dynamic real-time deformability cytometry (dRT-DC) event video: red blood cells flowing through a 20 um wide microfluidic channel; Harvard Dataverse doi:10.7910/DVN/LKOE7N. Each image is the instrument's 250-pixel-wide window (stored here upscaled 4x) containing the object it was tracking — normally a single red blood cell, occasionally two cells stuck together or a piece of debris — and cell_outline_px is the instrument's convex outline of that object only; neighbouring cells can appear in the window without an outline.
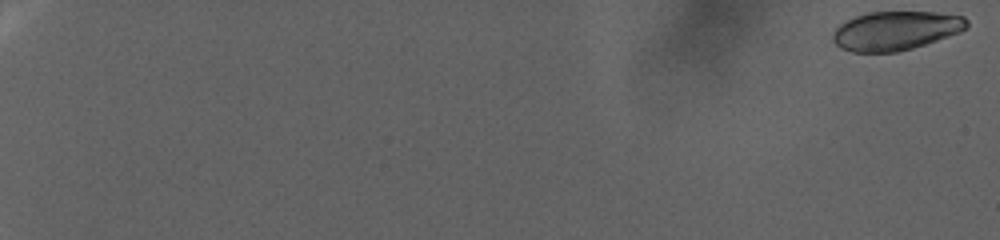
{"species": "human", "species_latin": "Homo sapiens", "temperature_condition": "warm", "stored_images_in_passage": 99, "camera_frame_rate_fps": 3000, "um_per_image_px": 0.085, "donor": {"sex": "female"}, "frame": {"image": 1, "passage_image": 1, "time_ms": 0.0, "image_size_px": [1000, 240], "cell_outline_px": [[968, 24], [960, 32], [912, 48], [896, 52], [852, 52], [840, 48], [832, 40], [832, 32], [840, 24], [856, 16], [868, 12], [936, 12], [964, 16], [968, 20]], "centroid_in_image_um": [76.1, 2.6], "position_along_channel_um": 8.9, "area_um2": 30.29}}
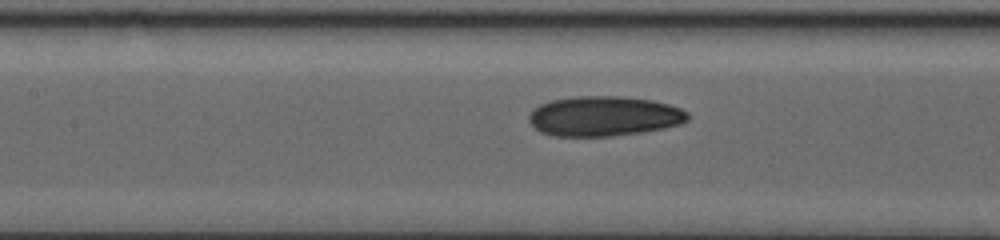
{"frame": {"image": 2, "passage_image": 55, "time_ms": 18.0, "image_size_px": [1000, 240], "cell_outline_px": [[688, 120], [680, 124], [664, 128], [640, 132], [612, 136], [552, 136], [540, 132], [528, 120], [528, 116], [532, 108], [540, 104], [552, 100], [576, 96], [620, 96], [652, 100], [668, 104], [680, 108], [688, 112]], "centroid_in_image_um": [51.31, 9.87], "position_along_channel_um": 156.1, "area_um2": 37.05}}
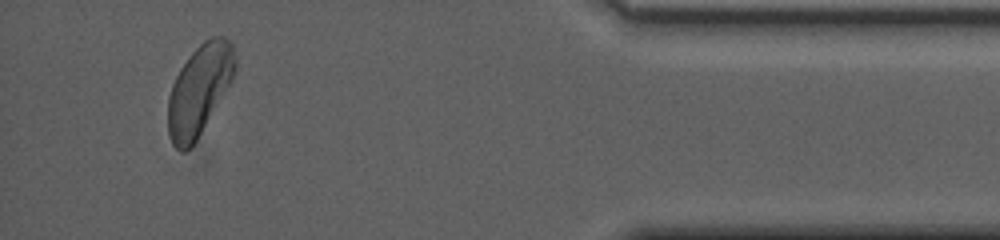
{"frame": {"image": 3, "passage_image": 94, "time_ms": 31.0, "image_size_px": [1000, 240], "cell_outline_px": [[236, 68], [232, 80], [196, 140], [184, 152], [180, 152], [172, 144], [168, 132], [168, 96], [172, 84], [180, 68], [188, 56], [204, 40], [212, 36], [224, 36], [232, 40], [236, 60]], "centroid_in_image_um": [16.95, 7.6], "position_along_channel_um": 418.3, "area_um2": 35.26}, "authors_computed_cell_mechanics": {"area_um2": 34.7956, "velocity_mm_per_s": 2.3175, "shape_relaxation_time_tau1_ms": 10.0851, "shape_relaxation_time_tau2_ms": 3.9448, "deformation_change_tau1": 0.1678, "deformation_change_tau2": 0.0752}}